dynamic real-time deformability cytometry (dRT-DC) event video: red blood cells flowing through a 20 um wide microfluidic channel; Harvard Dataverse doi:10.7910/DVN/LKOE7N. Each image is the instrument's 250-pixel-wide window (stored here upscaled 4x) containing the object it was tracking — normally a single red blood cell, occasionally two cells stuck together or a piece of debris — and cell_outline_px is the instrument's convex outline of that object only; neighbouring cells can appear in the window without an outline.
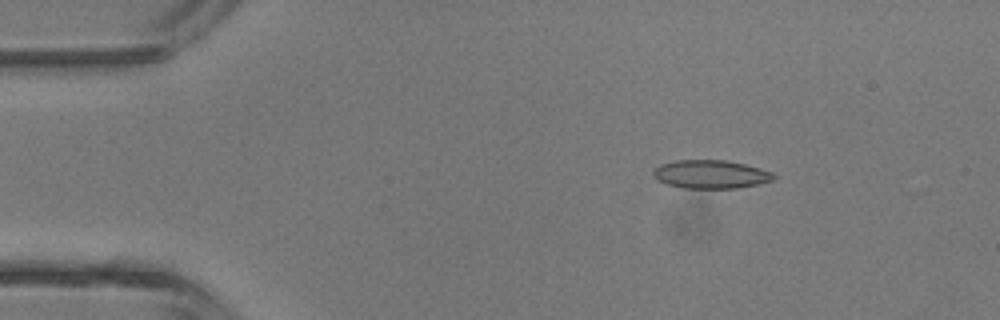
{"species": "common noctule bat (a hibernating species)", "species_latin": "Nyctalus noctula", "temperature_condition": "room temperature", "stored_images_in_passage": 4, "camera_frame_rate_fps": 3000, "um_per_image_px": 0.085, "animal": {"sex": "male", "body_mass_g": 13.3}, "frame": {"image": 1, "passage_image": 2, "time_ms": 1.333, "image_size_px": [1000, 320], "cell_outline_px": [[776, 180], [736, 188], [684, 188], [668, 184], [656, 180], [652, 172], [660, 164], [676, 160], [728, 160], [760, 168], [772, 172], [776, 176]], "centroid_in_image_um": [60.42, 14.81], "position_along_channel_um": 24.6, "area_um2": 19.94}}
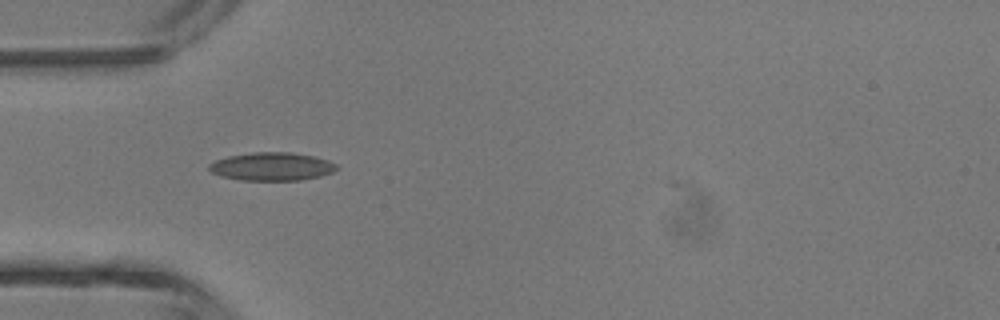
{"frame": {"image": 2, "passage_image": 4, "time_ms": 3.667, "image_size_px": [1000, 320], "cell_outline_px": [[340, 168], [332, 172], [320, 176], [300, 180], [240, 180], [220, 176], [212, 172], [208, 168], [208, 164], [216, 160], [228, 156], [252, 152], [288, 152], [312, 156], [328, 160], [336, 164]], "centroid_in_image_um": [23.09, 14.15], "position_along_channel_um": 61.9, "area_um2": 20.92}}